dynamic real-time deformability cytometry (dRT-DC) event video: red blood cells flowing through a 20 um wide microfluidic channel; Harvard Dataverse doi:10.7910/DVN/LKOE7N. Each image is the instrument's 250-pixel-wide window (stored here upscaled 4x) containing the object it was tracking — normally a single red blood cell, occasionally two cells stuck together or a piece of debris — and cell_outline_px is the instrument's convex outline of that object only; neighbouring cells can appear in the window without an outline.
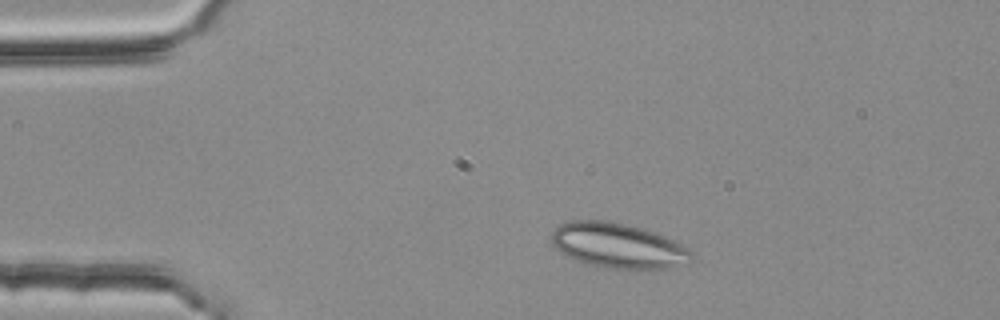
{"species": "common noctule bat (a hibernating species)", "species_latin": "Nyctalus noctula", "temperature_condition": "room temperature", "stored_images_in_passage": 2, "camera_frame_rate_fps": 3000, "um_per_image_px": 0.085, "animal": {"sex": "female", "body_mass_g": 25.1}, "frame": {"image": 1, "passage_image": 1, "time_ms": 0.0, "image_size_px": [1000, 320], "cell_outline_px": [[692, 256], [688, 264], [668, 268], [604, 268], [568, 256], [560, 252], [552, 244], [552, 232], [560, 224], [572, 220], [608, 220], [628, 224], [644, 228], [656, 232], [676, 240], [684, 244], [692, 252]], "centroid_in_image_um": [52.59, 20.85], "position_along_channel_um": 32.4, "area_um2": 36.82}}